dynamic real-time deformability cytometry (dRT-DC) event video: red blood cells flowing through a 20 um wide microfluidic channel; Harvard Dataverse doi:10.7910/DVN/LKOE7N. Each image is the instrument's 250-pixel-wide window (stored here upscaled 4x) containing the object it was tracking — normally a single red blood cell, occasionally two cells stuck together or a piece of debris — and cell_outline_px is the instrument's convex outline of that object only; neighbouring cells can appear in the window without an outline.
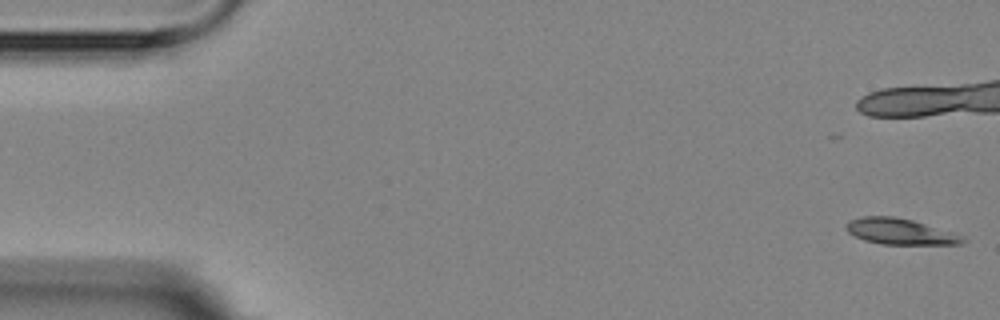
{"species": "Egyptian fruit bat (a non-hibernating species)", "species_latin": "Rousettus aegyptiacus", "temperature_condition": "room temperature", "stored_images_in_passage": 6, "camera_frame_rate_fps": 3000, "um_per_image_px": 0.085, "animal": {"sex": "female"}, "frame": {"image": 1, "passage_image": 1, "time_ms": 0.0, "image_size_px": [1000, 320], "cell_outline_px": [[968, 240], [964, 244], [880, 244], [864, 240], [848, 232], [848, 220], [864, 216], [892, 216], [912, 220], [952, 232]], "centroid_in_image_um": [76.52, 19.68], "position_along_channel_um": 8.5, "area_um2": 17.34}}